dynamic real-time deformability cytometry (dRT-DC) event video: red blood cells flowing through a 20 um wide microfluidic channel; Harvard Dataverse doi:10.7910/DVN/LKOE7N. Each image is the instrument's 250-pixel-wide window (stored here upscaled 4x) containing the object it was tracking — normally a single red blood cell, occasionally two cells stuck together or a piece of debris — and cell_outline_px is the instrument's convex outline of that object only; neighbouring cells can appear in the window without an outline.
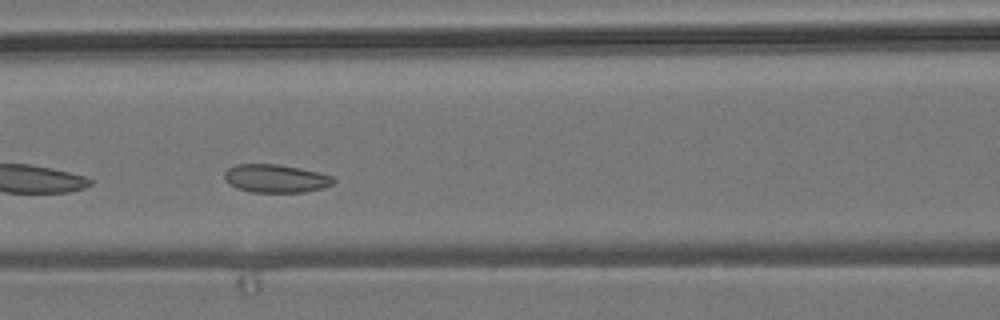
{"species": "common noctule bat (a hibernating species)", "species_latin": "Nyctalus noctula", "temperature_condition": "room temperature", "stored_images_in_passage": 23, "camera_frame_rate_fps": 3000, "um_per_image_px": 0.085, "animal": {"sex": "male", "body_mass_g": 19.2, "forearm_length_mm": 51.8}, "frame": {"image": 1, "passage_image": 12, "time_ms": 3.667, "image_size_px": [1000, 320], "cell_outline_px": [[336, 180], [332, 184], [324, 188], [304, 192], [252, 192], [236, 188], [228, 184], [224, 180], [224, 172], [228, 168], [236, 164], [276, 164], [300, 168], [332, 176]], "centroid_in_image_um": [23.4, 15.17], "position_along_channel_um": 143.2, "area_um2": 17.98}}